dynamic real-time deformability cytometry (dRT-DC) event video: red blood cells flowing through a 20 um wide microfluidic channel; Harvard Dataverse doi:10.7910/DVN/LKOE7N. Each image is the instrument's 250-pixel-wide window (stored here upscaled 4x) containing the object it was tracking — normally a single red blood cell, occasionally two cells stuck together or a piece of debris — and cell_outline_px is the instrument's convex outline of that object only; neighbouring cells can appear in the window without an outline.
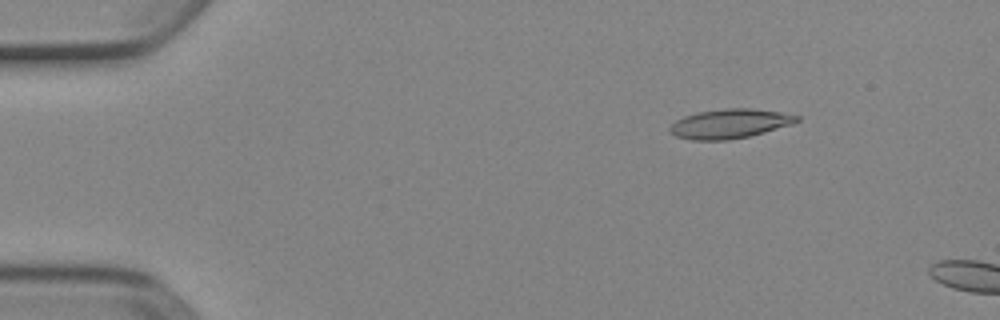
{"species": "Egyptian fruit bat (a non-hibernating species)", "species_latin": "Rousettus aegyptiacus", "temperature_condition": "cold", "stored_images_in_passage": 3, "camera_frame_rate_fps": 3000, "um_per_image_px": 0.085, "animal": {"sex": "female"}, "frame": {"image": 1, "passage_image": 2, "time_ms": 0.333, "image_size_px": [1000, 320], "cell_outline_px": [[800, 120], [792, 124], [764, 132], [748, 136], [728, 140], [692, 140], [676, 136], [668, 132], [668, 128], [676, 120], [684, 116], [696, 112], [728, 108], [752, 108], [780, 112], [800, 116]], "centroid_in_image_um": [62.0, 10.51], "position_along_channel_um": 23.0, "area_um2": 21.73}}